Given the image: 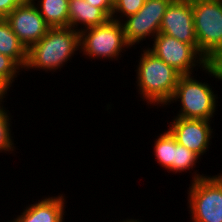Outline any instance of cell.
<instances>
[{
    "instance_id": "cell-2",
    "label": "cell",
    "mask_w": 222,
    "mask_h": 222,
    "mask_svg": "<svg viewBox=\"0 0 222 222\" xmlns=\"http://www.w3.org/2000/svg\"><path fill=\"white\" fill-rule=\"evenodd\" d=\"M80 50V34L71 27L50 28L47 34L27 50L24 70L56 71Z\"/></svg>"
},
{
    "instance_id": "cell-25",
    "label": "cell",
    "mask_w": 222,
    "mask_h": 222,
    "mask_svg": "<svg viewBox=\"0 0 222 222\" xmlns=\"http://www.w3.org/2000/svg\"><path fill=\"white\" fill-rule=\"evenodd\" d=\"M121 222V221H120ZM122 222H142V221H139L138 219L136 220V219H123V221Z\"/></svg>"
},
{
    "instance_id": "cell-3",
    "label": "cell",
    "mask_w": 222,
    "mask_h": 222,
    "mask_svg": "<svg viewBox=\"0 0 222 222\" xmlns=\"http://www.w3.org/2000/svg\"><path fill=\"white\" fill-rule=\"evenodd\" d=\"M202 82L191 75L179 77L175 93L170 100V104L172 101L181 103V109L175 117L208 121L214 118L218 98L212 87L208 83Z\"/></svg>"
},
{
    "instance_id": "cell-21",
    "label": "cell",
    "mask_w": 222,
    "mask_h": 222,
    "mask_svg": "<svg viewBox=\"0 0 222 222\" xmlns=\"http://www.w3.org/2000/svg\"><path fill=\"white\" fill-rule=\"evenodd\" d=\"M209 76L222 81V46L216 48L205 58L203 69Z\"/></svg>"
},
{
    "instance_id": "cell-11",
    "label": "cell",
    "mask_w": 222,
    "mask_h": 222,
    "mask_svg": "<svg viewBox=\"0 0 222 222\" xmlns=\"http://www.w3.org/2000/svg\"><path fill=\"white\" fill-rule=\"evenodd\" d=\"M168 130L176 141L201 157L211 144V121L175 117Z\"/></svg>"
},
{
    "instance_id": "cell-18",
    "label": "cell",
    "mask_w": 222,
    "mask_h": 222,
    "mask_svg": "<svg viewBox=\"0 0 222 222\" xmlns=\"http://www.w3.org/2000/svg\"><path fill=\"white\" fill-rule=\"evenodd\" d=\"M8 112L9 110H6L5 107H3V103L0 104V153H12L15 149L10 129L11 114Z\"/></svg>"
},
{
    "instance_id": "cell-16",
    "label": "cell",
    "mask_w": 222,
    "mask_h": 222,
    "mask_svg": "<svg viewBox=\"0 0 222 222\" xmlns=\"http://www.w3.org/2000/svg\"><path fill=\"white\" fill-rule=\"evenodd\" d=\"M162 132L160 136L155 140L154 144V156L156 162L160 166L173 172V161L175 155V137L169 130Z\"/></svg>"
},
{
    "instance_id": "cell-22",
    "label": "cell",
    "mask_w": 222,
    "mask_h": 222,
    "mask_svg": "<svg viewBox=\"0 0 222 222\" xmlns=\"http://www.w3.org/2000/svg\"><path fill=\"white\" fill-rule=\"evenodd\" d=\"M31 0H0V18H6L17 6L29 3Z\"/></svg>"
},
{
    "instance_id": "cell-5",
    "label": "cell",
    "mask_w": 222,
    "mask_h": 222,
    "mask_svg": "<svg viewBox=\"0 0 222 222\" xmlns=\"http://www.w3.org/2000/svg\"><path fill=\"white\" fill-rule=\"evenodd\" d=\"M80 50L89 59H116L125 48H131L125 39L123 26L110 18L104 24L91 27L79 32Z\"/></svg>"
},
{
    "instance_id": "cell-26",
    "label": "cell",
    "mask_w": 222,
    "mask_h": 222,
    "mask_svg": "<svg viewBox=\"0 0 222 222\" xmlns=\"http://www.w3.org/2000/svg\"><path fill=\"white\" fill-rule=\"evenodd\" d=\"M181 1L194 3V2H197V1H204V0H181Z\"/></svg>"
},
{
    "instance_id": "cell-15",
    "label": "cell",
    "mask_w": 222,
    "mask_h": 222,
    "mask_svg": "<svg viewBox=\"0 0 222 222\" xmlns=\"http://www.w3.org/2000/svg\"><path fill=\"white\" fill-rule=\"evenodd\" d=\"M37 7L40 15L51 27H68L69 0H31ZM37 1V3L35 2ZM37 4V5H36Z\"/></svg>"
},
{
    "instance_id": "cell-10",
    "label": "cell",
    "mask_w": 222,
    "mask_h": 222,
    "mask_svg": "<svg viewBox=\"0 0 222 222\" xmlns=\"http://www.w3.org/2000/svg\"><path fill=\"white\" fill-rule=\"evenodd\" d=\"M159 33L190 44L198 52L192 3L172 0L163 15Z\"/></svg>"
},
{
    "instance_id": "cell-14",
    "label": "cell",
    "mask_w": 222,
    "mask_h": 222,
    "mask_svg": "<svg viewBox=\"0 0 222 222\" xmlns=\"http://www.w3.org/2000/svg\"><path fill=\"white\" fill-rule=\"evenodd\" d=\"M0 53L12 58L23 71L27 62V49L5 18H0Z\"/></svg>"
},
{
    "instance_id": "cell-6",
    "label": "cell",
    "mask_w": 222,
    "mask_h": 222,
    "mask_svg": "<svg viewBox=\"0 0 222 222\" xmlns=\"http://www.w3.org/2000/svg\"><path fill=\"white\" fill-rule=\"evenodd\" d=\"M198 53L205 59L222 46V0L192 3Z\"/></svg>"
},
{
    "instance_id": "cell-20",
    "label": "cell",
    "mask_w": 222,
    "mask_h": 222,
    "mask_svg": "<svg viewBox=\"0 0 222 222\" xmlns=\"http://www.w3.org/2000/svg\"><path fill=\"white\" fill-rule=\"evenodd\" d=\"M22 68L9 56L0 53V78L11 87Z\"/></svg>"
},
{
    "instance_id": "cell-9",
    "label": "cell",
    "mask_w": 222,
    "mask_h": 222,
    "mask_svg": "<svg viewBox=\"0 0 222 222\" xmlns=\"http://www.w3.org/2000/svg\"><path fill=\"white\" fill-rule=\"evenodd\" d=\"M5 20L27 50L51 28L32 1L17 6Z\"/></svg>"
},
{
    "instance_id": "cell-13",
    "label": "cell",
    "mask_w": 222,
    "mask_h": 222,
    "mask_svg": "<svg viewBox=\"0 0 222 222\" xmlns=\"http://www.w3.org/2000/svg\"><path fill=\"white\" fill-rule=\"evenodd\" d=\"M68 15V27L78 32L104 24L110 19L101 8L91 6L86 0H69ZM80 24L83 28L78 26Z\"/></svg>"
},
{
    "instance_id": "cell-1",
    "label": "cell",
    "mask_w": 222,
    "mask_h": 222,
    "mask_svg": "<svg viewBox=\"0 0 222 222\" xmlns=\"http://www.w3.org/2000/svg\"><path fill=\"white\" fill-rule=\"evenodd\" d=\"M142 52L136 68V83L141 98L148 105H170L181 74L148 49Z\"/></svg>"
},
{
    "instance_id": "cell-7",
    "label": "cell",
    "mask_w": 222,
    "mask_h": 222,
    "mask_svg": "<svg viewBox=\"0 0 222 222\" xmlns=\"http://www.w3.org/2000/svg\"><path fill=\"white\" fill-rule=\"evenodd\" d=\"M153 39L152 48L147 49L181 75H193L196 66L202 70L205 68V59L190 44L162 33Z\"/></svg>"
},
{
    "instance_id": "cell-19",
    "label": "cell",
    "mask_w": 222,
    "mask_h": 222,
    "mask_svg": "<svg viewBox=\"0 0 222 222\" xmlns=\"http://www.w3.org/2000/svg\"><path fill=\"white\" fill-rule=\"evenodd\" d=\"M146 0H116L113 4V13L111 18L121 22L123 18L136 14L145 4ZM116 14H119L118 16Z\"/></svg>"
},
{
    "instance_id": "cell-8",
    "label": "cell",
    "mask_w": 222,
    "mask_h": 222,
    "mask_svg": "<svg viewBox=\"0 0 222 222\" xmlns=\"http://www.w3.org/2000/svg\"><path fill=\"white\" fill-rule=\"evenodd\" d=\"M172 0H146L139 11L121 21L125 39L132 47L160 31L163 15Z\"/></svg>"
},
{
    "instance_id": "cell-12",
    "label": "cell",
    "mask_w": 222,
    "mask_h": 222,
    "mask_svg": "<svg viewBox=\"0 0 222 222\" xmlns=\"http://www.w3.org/2000/svg\"><path fill=\"white\" fill-rule=\"evenodd\" d=\"M65 195L46 197L35 204H28L21 215L7 222H65Z\"/></svg>"
},
{
    "instance_id": "cell-23",
    "label": "cell",
    "mask_w": 222,
    "mask_h": 222,
    "mask_svg": "<svg viewBox=\"0 0 222 222\" xmlns=\"http://www.w3.org/2000/svg\"><path fill=\"white\" fill-rule=\"evenodd\" d=\"M91 6L101 8L110 18L113 13V2L111 0H86Z\"/></svg>"
},
{
    "instance_id": "cell-24",
    "label": "cell",
    "mask_w": 222,
    "mask_h": 222,
    "mask_svg": "<svg viewBox=\"0 0 222 222\" xmlns=\"http://www.w3.org/2000/svg\"><path fill=\"white\" fill-rule=\"evenodd\" d=\"M10 87L0 78V104H2L4 98L6 97L7 91Z\"/></svg>"
},
{
    "instance_id": "cell-17",
    "label": "cell",
    "mask_w": 222,
    "mask_h": 222,
    "mask_svg": "<svg viewBox=\"0 0 222 222\" xmlns=\"http://www.w3.org/2000/svg\"><path fill=\"white\" fill-rule=\"evenodd\" d=\"M198 159H201L199 155L193 151L187 149L185 146L179 144L175 139V155L173 161V172L182 173L186 170H193Z\"/></svg>"
},
{
    "instance_id": "cell-4",
    "label": "cell",
    "mask_w": 222,
    "mask_h": 222,
    "mask_svg": "<svg viewBox=\"0 0 222 222\" xmlns=\"http://www.w3.org/2000/svg\"><path fill=\"white\" fill-rule=\"evenodd\" d=\"M188 188L189 212L192 222H222V174L192 175Z\"/></svg>"
}]
</instances>
